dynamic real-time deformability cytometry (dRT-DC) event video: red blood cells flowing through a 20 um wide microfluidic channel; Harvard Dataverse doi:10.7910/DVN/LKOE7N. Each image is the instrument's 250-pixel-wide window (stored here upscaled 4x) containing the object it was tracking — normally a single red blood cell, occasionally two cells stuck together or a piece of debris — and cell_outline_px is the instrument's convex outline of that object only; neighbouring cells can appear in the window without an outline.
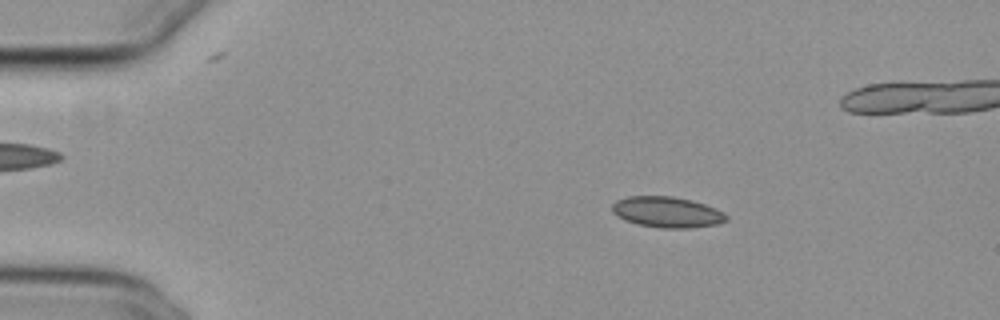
{"species": "common noctule bat (a hibernating species)", "species_latin": "Nyctalus noctula", "temperature_condition": "cold", "stored_images_in_passage": 29, "camera_frame_rate_fps": 3000, "um_per_image_px": 0.085, "animal": {"sex": "female", "body_mass_g": 29.2, "forearm_length_mm": 56.3}, "frame": {"image": 1, "passage_image": 9, "time_ms": 2.667, "image_size_px": [1000, 320], "cell_outline_px": [[728, 220], [716, 224], [692, 228], [660, 228], [636, 224], [624, 220], [616, 216], [612, 212], [612, 204], [616, 200], [628, 196], [672, 196], [692, 200], [716, 208], [724, 212], [728, 216]], "centroid_in_image_um": [56.69, 18.03], "position_along_channel_um": 28.3, "area_um2": 20.75}}
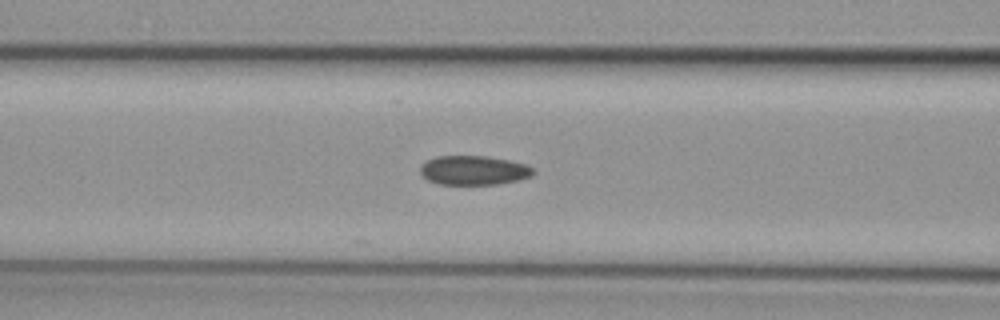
{"frame": {"image": 2, "passage_image": 22, "time_ms": 7.0, "image_size_px": [1000, 320], "cell_outline_px": [[536, 172], [532, 176], [520, 180], [496, 184], [440, 184], [428, 180], [420, 172], [420, 164], [436, 156], [488, 156], [508, 160], [524, 164], [532, 168]], "centroid_in_image_um": [40.27, 14.47], "position_along_channel_um": 126.3, "area_um2": 19.25}}
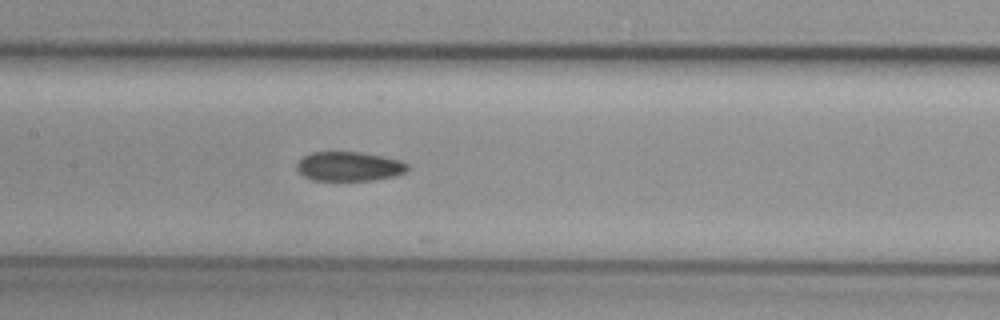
{"frame": {"image": 3, "passage_image": 26, "time_ms": 8.333, "image_size_px": [1000, 320], "cell_outline_px": [[408, 168], [404, 172], [396, 176], [372, 180], [312, 180], [304, 176], [296, 168], [296, 164], [304, 156], [312, 152], [360, 152], [400, 160], [408, 164]], "centroid_in_image_um": [29.67, 14.14], "position_along_channel_um": 177.7, "area_um2": 18.79}}